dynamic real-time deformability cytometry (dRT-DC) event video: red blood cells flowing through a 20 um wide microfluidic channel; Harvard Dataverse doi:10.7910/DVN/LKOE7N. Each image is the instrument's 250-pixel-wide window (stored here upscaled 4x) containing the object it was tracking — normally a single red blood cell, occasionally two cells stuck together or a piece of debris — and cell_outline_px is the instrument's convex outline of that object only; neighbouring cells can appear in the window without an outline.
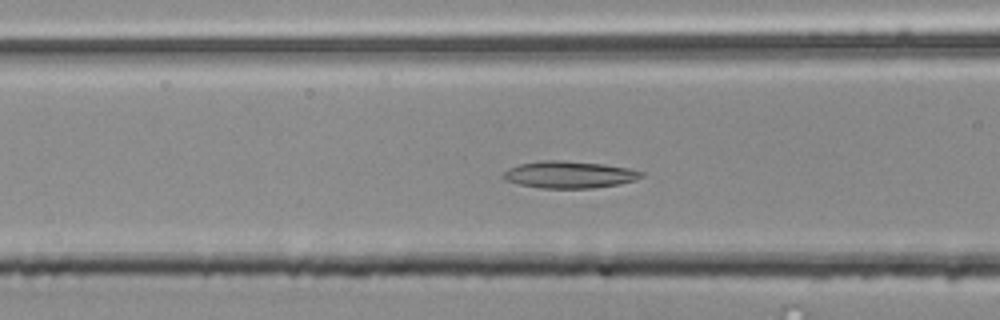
{"species": "common noctule bat (a hibernating species)", "species_latin": "Nyctalus noctula", "temperature_condition": "room temperature", "stored_images_in_passage": 46, "camera_frame_rate_fps": 3000, "um_per_image_px": 0.085, "animal": {"sex": "male", "body_mass_g": 20.4}, "frame": {"image": 1, "passage_image": 21, "time_ms": 6.667, "image_size_px": [1000, 320], "cell_outline_px": [[644, 176], [636, 180], [620, 184], [592, 188], [540, 188], [520, 184], [504, 180], [500, 176], [508, 168], [520, 164], [540, 160], [556, 160], [604, 164], [628, 168], [644, 172]], "centroid_in_image_um": [48.38, 14.84], "position_along_channel_um": 118.2, "area_um2": 21.79}}
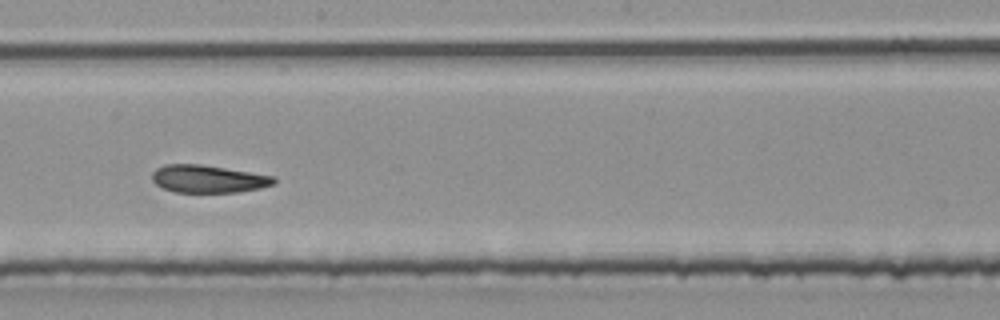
{"frame": {"image": 2, "passage_image": 30, "time_ms": 9.667, "image_size_px": [1000, 320], "cell_outline_px": [[276, 184], [260, 188], [236, 192], [176, 192], [164, 188], [156, 184], [152, 180], [152, 172], [156, 168], [164, 164], [200, 164], [276, 176]], "centroid_in_image_um": [17.71, 15.2], "position_along_channel_um": 230.5, "area_um2": 19.65}}
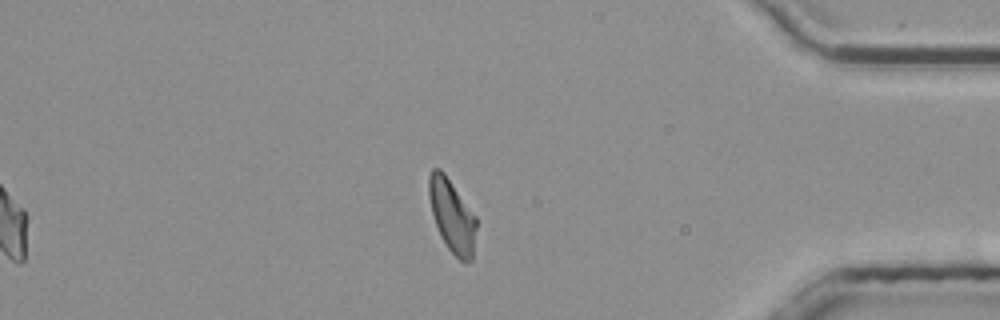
{"frame": {"image": 3, "passage_image": 46, "time_ms": 15.0, "image_size_px": [1000, 320], "cell_outline_px": [[476, 228], [472, 260], [468, 264], [460, 260], [448, 248], [440, 236], [432, 212], [428, 196], [428, 176], [432, 168], [440, 168], [444, 172], [476, 216]], "centroid_in_image_um": [38.41, 18.33], "position_along_channel_um": 396.8, "area_um2": 20.17}, "authors_computed_cell_mechanics": {"area_um2": 20.8658, "velocity_mm_per_s": 3.7531, "shape_relaxation_time_tau1_ms": null, "shape_relaxation_time_tau2_ms": 7.4865, "deformation_change_tau1": null, "deformation_change_tau2": 0.1608}}